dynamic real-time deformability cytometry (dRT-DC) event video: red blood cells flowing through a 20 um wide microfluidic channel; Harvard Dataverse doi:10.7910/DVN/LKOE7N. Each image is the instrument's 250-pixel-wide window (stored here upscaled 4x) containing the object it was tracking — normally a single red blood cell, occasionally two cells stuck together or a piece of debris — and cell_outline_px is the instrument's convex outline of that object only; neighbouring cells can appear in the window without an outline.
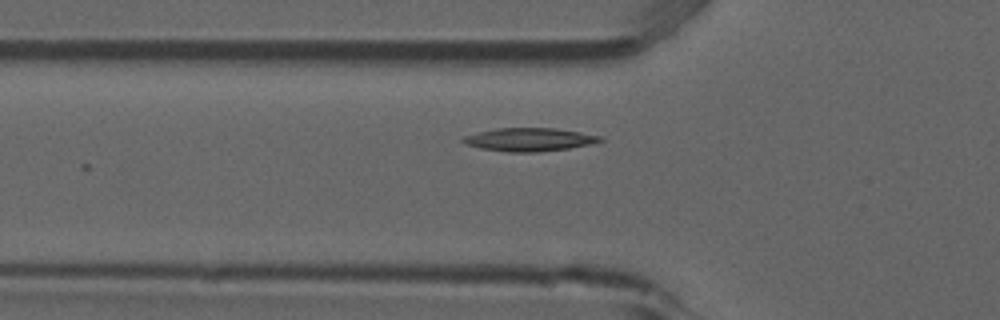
{"species": "common noctule bat (a hibernating species)", "species_latin": "Nyctalus noctula", "temperature_condition": "room temperature", "stored_images_in_passage": 3, "camera_frame_rate_fps": 3000, "um_per_image_px": 0.085, "animal": {"sex": "male", "forearm_length_mm": 52.5}, "frame": {"image": 1, "passage_image": 2, "time_ms": 0.333, "image_size_px": [1000, 320], "cell_outline_px": [[604, 140], [592, 144], [568, 148], [540, 152], [508, 152], [480, 148], [464, 144], [460, 140], [464, 136], [496, 128], [556, 128], [580, 132], [600, 136]], "centroid_in_image_um": [44.98, 11.86], "position_along_channel_um": 80.8, "area_um2": 18.55}}
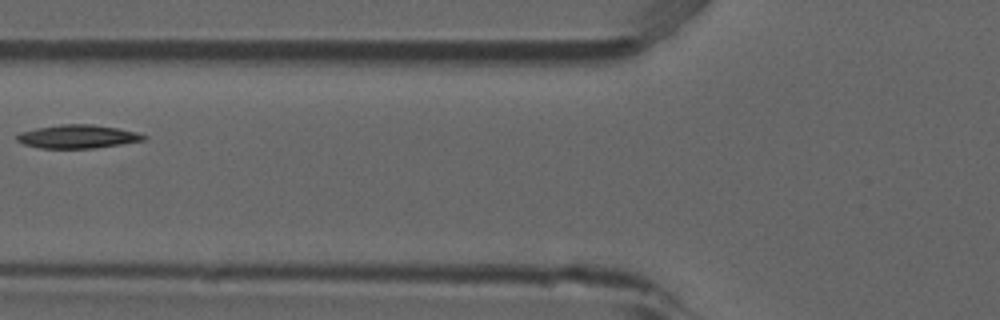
{"frame": {"image": 2, "passage_image": 3, "time_ms": 0.667, "image_size_px": [1000, 320], "cell_outline_px": [[148, 136], [144, 140], [120, 144], [92, 148], [40, 148], [24, 144], [16, 140], [16, 136], [20, 132], [36, 128], [60, 124], [92, 124], [116, 128], [136, 132]], "centroid_in_image_um": [6.57, 11.6], "position_along_channel_um": 119.2, "area_um2": 17.17}}